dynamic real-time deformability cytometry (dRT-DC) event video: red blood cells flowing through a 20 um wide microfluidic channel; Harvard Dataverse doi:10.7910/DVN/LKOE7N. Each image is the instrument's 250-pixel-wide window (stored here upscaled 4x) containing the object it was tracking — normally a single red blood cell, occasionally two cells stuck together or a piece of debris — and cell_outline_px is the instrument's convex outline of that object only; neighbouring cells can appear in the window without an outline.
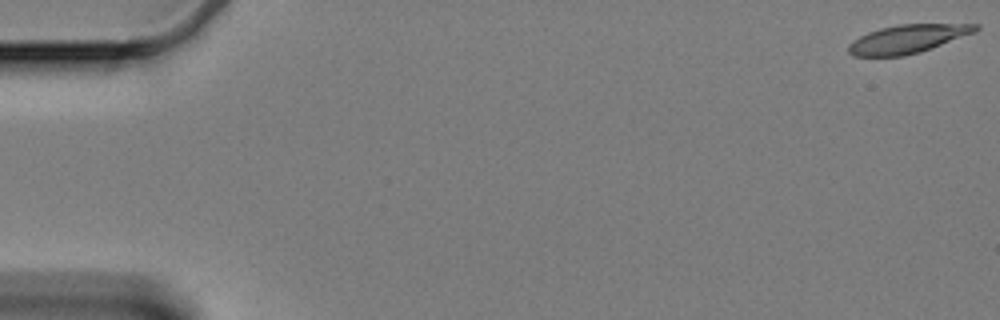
{"species": "Egyptian fruit bat (a non-hibernating species)", "species_latin": "Rousettus aegyptiacus", "temperature_condition": "cold", "stored_images_in_passage": 61, "camera_frame_rate_fps": 3000, "um_per_image_px": 0.085, "animal": {"sex": "female"}, "frame": {"image": 1, "passage_image": 1, "time_ms": 0.0, "image_size_px": [1000, 320], "cell_outline_px": [[980, 28], [976, 32], [920, 52], [904, 56], [852, 56], [848, 52], [848, 44], [852, 40], [868, 32], [880, 28], [896, 24], [980, 24]], "centroid_in_image_um": [77.14, 3.31], "position_along_channel_um": 7.9, "area_um2": 21.15}}
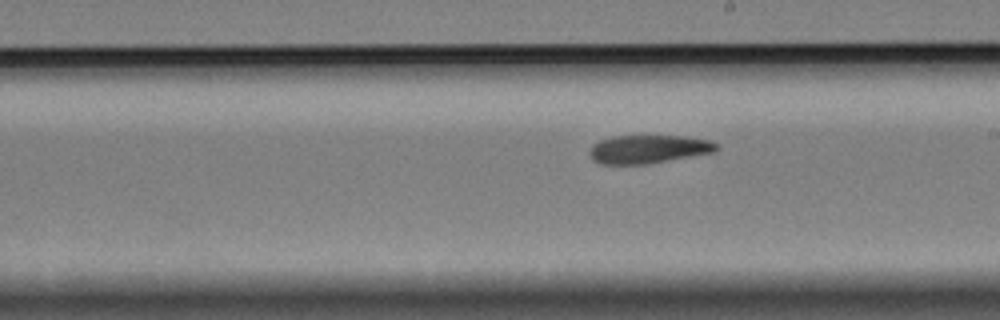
{"frame": {"image": 2, "passage_image": 35, "time_ms": 11.333, "image_size_px": [1000, 320], "cell_outline_px": [[720, 148], [716, 152], [644, 164], [600, 164], [592, 160], [588, 152], [592, 144], [600, 140], [612, 136], [684, 136], [708, 140], [716, 144]], "centroid_in_image_um": [55.08, 12.68], "position_along_channel_um": 233.9, "area_um2": 20.98}}
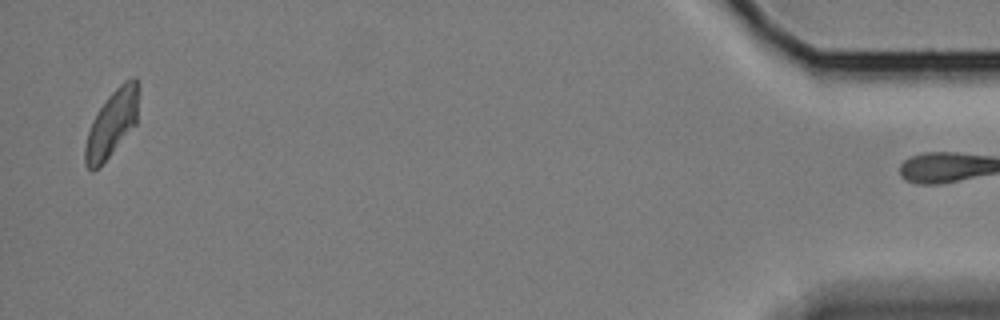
{"frame": {"image": 3, "passage_image": 60, "time_ms": 19.667, "image_size_px": [1000, 320], "cell_outline_px": [[140, 88], [136, 124], [100, 168], [92, 172], [84, 164], [84, 148], [88, 132], [92, 120], [108, 96], [124, 80], [132, 76], [136, 76], [140, 84]], "centroid_in_image_um": [9.53, 10.49], "position_along_channel_um": 425.7, "area_um2": 21.21}, "authors_computed_cell_mechanics": {"area_um2": 21.7906, "velocity_mm_per_s": 3.2838, "shape_relaxation_time_tau1_ms": 10.9757, "shape_relaxation_time_tau2_ms": 5.8426, "deformation_change_tau1": 0.1968, "deformation_change_tau2": 0.1168}}